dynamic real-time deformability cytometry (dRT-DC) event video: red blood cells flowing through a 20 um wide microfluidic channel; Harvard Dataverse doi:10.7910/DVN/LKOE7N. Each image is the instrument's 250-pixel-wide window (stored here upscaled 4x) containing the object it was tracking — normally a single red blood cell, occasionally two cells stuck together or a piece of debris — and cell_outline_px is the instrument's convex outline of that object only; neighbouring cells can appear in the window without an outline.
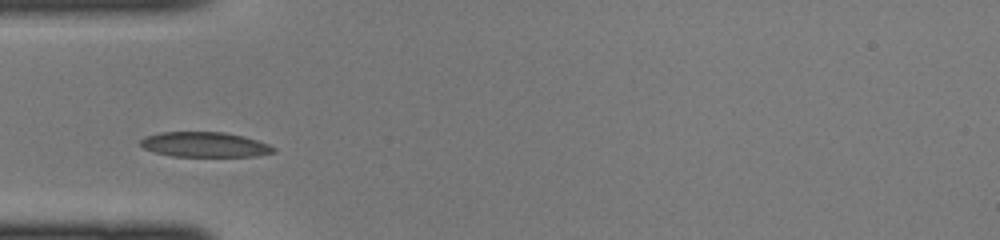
{"species": "common noctule bat (a hibernating species)", "species_latin": "Nyctalus noctula", "temperature_condition": "cold", "stored_images_in_passage": 36, "camera_frame_rate_fps": 3000, "um_per_image_px": 0.085, "animal": {"sex": "female", "body_mass_g": 22.0, "forearm_length_mm": 56.7}, "frame": {"image": 1, "passage_image": 5, "time_ms": 1.333, "image_size_px": [1000, 240], "cell_outline_px": [[276, 152], [256, 156], [172, 156], [156, 152], [144, 148], [140, 144], [140, 140], [144, 136], [160, 132], [224, 132], [244, 136], [268, 144], [276, 148]], "centroid_in_image_um": [17.41, 12.28], "position_along_channel_um": 67.6, "area_um2": 19.36}}
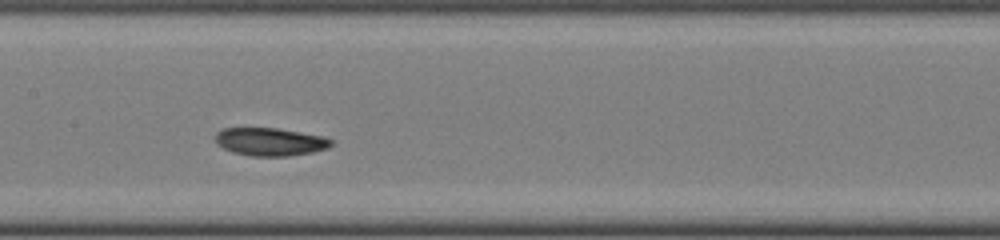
{"frame": {"image": 2, "passage_image": 13, "time_ms": 4.0, "image_size_px": [1000, 240], "cell_outline_px": [[332, 144], [328, 148], [312, 152], [288, 156], [248, 156], [232, 152], [216, 144], [216, 132], [224, 128], [276, 128], [320, 136], [332, 140]], "centroid_in_image_um": [22.92, 12.06], "position_along_channel_um": 184.5, "area_um2": 18.73}}
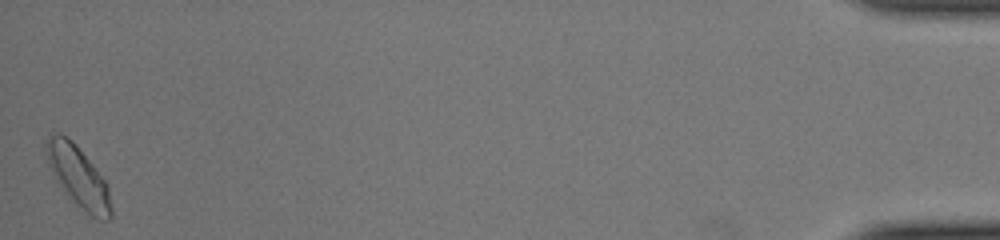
{"frame": {"image": 3, "passage_image": 36, "time_ms": 11.667, "image_size_px": [1000, 240], "cell_outline_px": [[112, 216], [108, 220], [100, 220], [92, 216], [72, 204], [52, 176], [48, 164], [44, 148], [44, 144], [48, 136], [56, 132], [60, 132], [72, 140], [76, 144], [108, 184], [112, 208]], "centroid_in_image_um": [6.62, 15.03], "position_along_channel_um": 428.6, "area_um2": 23.76}}